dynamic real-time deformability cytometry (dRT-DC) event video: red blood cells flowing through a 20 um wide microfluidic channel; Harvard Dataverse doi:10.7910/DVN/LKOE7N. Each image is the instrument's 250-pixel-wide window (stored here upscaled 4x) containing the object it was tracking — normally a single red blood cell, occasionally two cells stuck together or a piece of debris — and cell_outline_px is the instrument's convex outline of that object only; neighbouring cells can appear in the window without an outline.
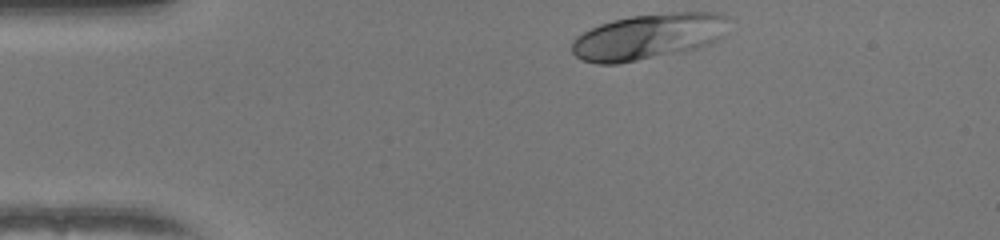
{"species": "human", "species_latin": "Homo sapiens", "temperature_condition": "warm", "stored_images_in_passage": 34, "camera_frame_rate_fps": 3000, "um_per_image_px": 0.085, "donor": {"sex": "female"}, "frame": {"image": 1, "passage_image": 1, "time_ms": 0.0, "image_size_px": [1000, 240], "cell_outline_px": [[728, 16], [720, 36], [716, 40], [708, 44], [684, 52], [616, 64], [596, 64], [584, 60], [576, 56], [572, 52], [572, 40], [576, 36], [600, 24], [612, 20], [632, 16], [676, 12], [720, 12]], "centroid_in_image_um": [55.07, 3.11], "position_along_channel_um": 29.9, "area_um2": 41.5}}
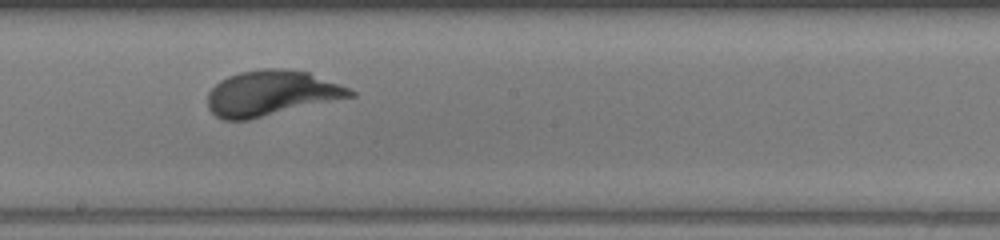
{"frame": {"image": 2, "passage_image": 20, "time_ms": 6.333, "image_size_px": [1000, 240], "cell_outline_px": [[356, 96], [248, 120], [224, 120], [216, 116], [208, 108], [208, 92], [220, 80], [228, 76], [240, 72], [264, 68], [284, 68], [308, 72], [340, 84], [356, 92]], "centroid_in_image_um": [23.06, 7.92], "position_along_channel_um": 225.1, "area_um2": 37.69}}
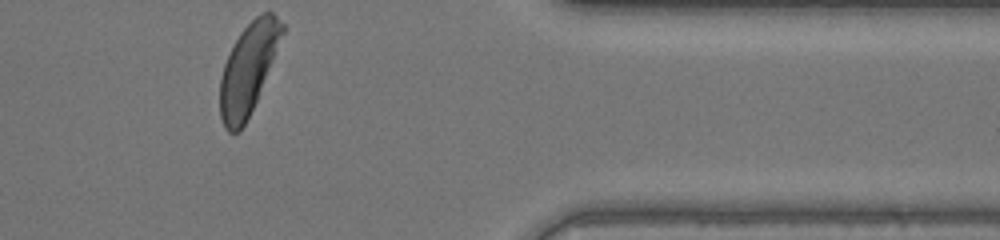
{"frame": {"image": 3, "passage_image": 34, "time_ms": 11.0, "image_size_px": [1000, 240], "cell_outline_px": [[284, 32], [256, 100], [244, 124], [236, 132], [228, 132], [224, 128], [220, 116], [220, 76], [224, 64], [240, 32], [260, 12], [272, 12], [284, 24]], "centroid_in_image_um": [21.08, 5.83], "position_along_channel_um": 390.3, "area_um2": 32.02}}